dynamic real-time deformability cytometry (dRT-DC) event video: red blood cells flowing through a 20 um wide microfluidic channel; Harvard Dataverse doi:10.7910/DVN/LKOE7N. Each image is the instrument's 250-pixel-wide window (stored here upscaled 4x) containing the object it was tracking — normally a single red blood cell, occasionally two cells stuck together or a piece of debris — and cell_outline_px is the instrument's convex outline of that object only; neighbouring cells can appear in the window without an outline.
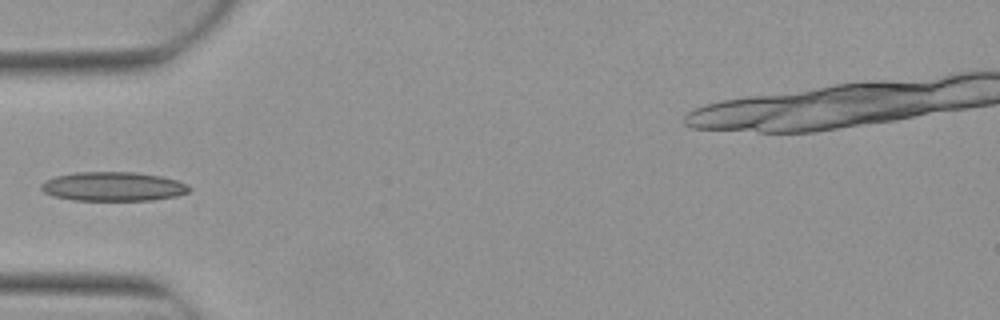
{"species": "Egyptian fruit bat (a non-hibernating species)", "species_latin": "Rousettus aegyptiacus", "temperature_condition": "warm", "stored_images_in_passage": 5, "camera_frame_rate_fps": 3000, "um_per_image_px": 0.085, "animal": {"sex": "female"}, "frame": {"image": 1, "passage_image": 5, "time_ms": 1.333, "image_size_px": [1000, 320], "cell_outline_px": [[192, 188], [188, 192], [176, 196], [152, 200], [72, 200], [52, 196], [44, 192], [40, 188], [40, 184], [44, 180], [56, 176], [76, 172], [136, 172], [160, 176], [176, 180], [188, 184]], "centroid_in_image_um": [9.6, 15.85], "position_along_channel_um": 75.4, "area_um2": 25.26}}